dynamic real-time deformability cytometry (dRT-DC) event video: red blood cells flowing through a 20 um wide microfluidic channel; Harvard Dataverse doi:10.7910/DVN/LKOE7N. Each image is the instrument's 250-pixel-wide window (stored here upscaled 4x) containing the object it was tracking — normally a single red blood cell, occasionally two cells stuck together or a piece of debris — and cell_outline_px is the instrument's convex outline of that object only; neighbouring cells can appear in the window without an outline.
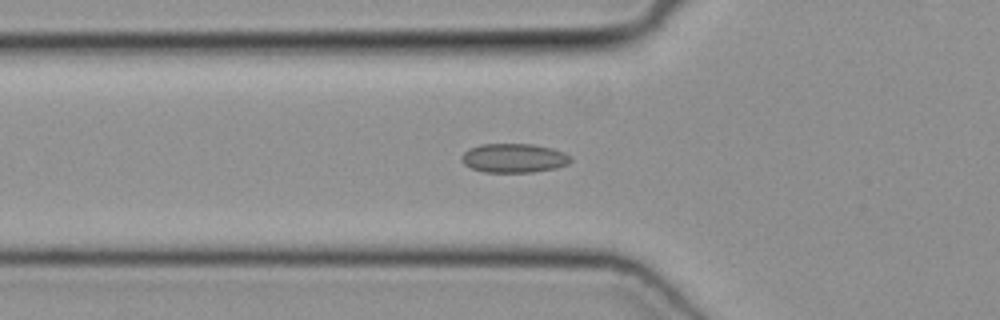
{"species": "common noctule bat (a hibernating species)", "species_latin": "Nyctalus noctula", "temperature_condition": "cold", "stored_images_in_passage": 50, "camera_frame_rate_fps": 3000, "um_per_image_px": 0.085, "animal": {"sex": "female", "body_mass_g": 19.3, "forearm_length_mm": 54.1}, "frame": {"image": 1, "passage_image": 17, "time_ms": 5.333, "image_size_px": [1000, 320], "cell_outline_px": [[572, 160], [568, 164], [556, 168], [532, 172], [484, 172], [472, 168], [464, 164], [460, 160], [460, 156], [468, 148], [480, 144], [532, 144], [552, 148], [564, 152], [572, 156]], "centroid_in_image_um": [43.68, 13.43], "position_along_channel_um": 82.1, "area_um2": 18.67}}
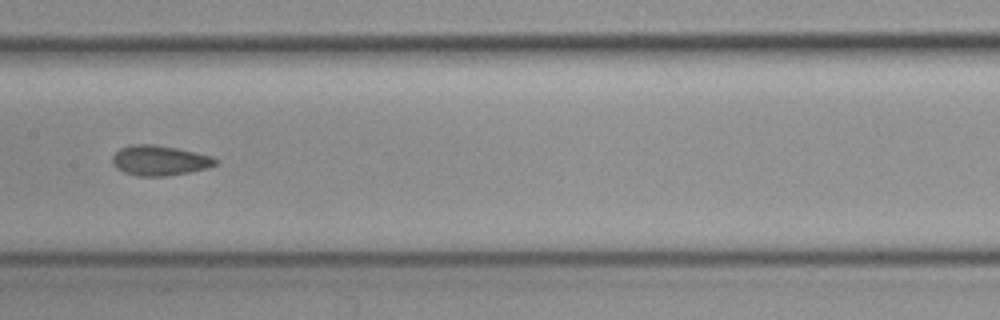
{"frame": {"image": 2, "passage_image": 25, "time_ms": 8.0, "image_size_px": [1000, 320], "cell_outline_px": [[216, 164], [208, 168], [168, 176], [140, 176], [124, 172], [116, 168], [112, 164], [112, 156], [120, 148], [132, 144], [152, 144], [176, 148], [212, 156], [216, 160]], "centroid_in_image_um": [13.53, 13.64], "position_along_channel_um": 193.9, "area_um2": 17.98}}
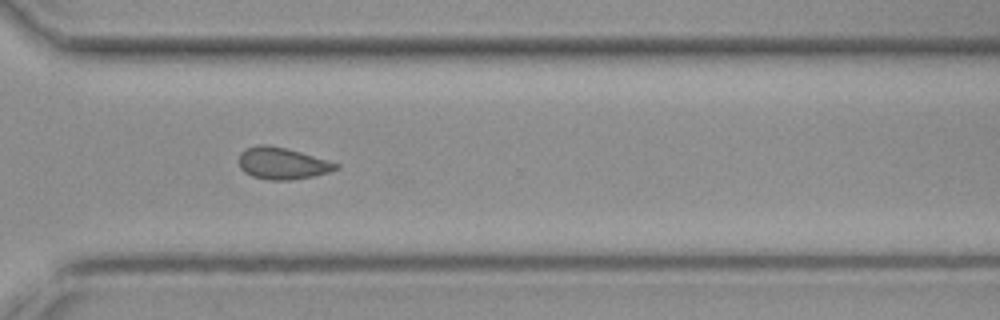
{"frame": {"image": 3, "passage_image": 36, "time_ms": 11.667, "image_size_px": [1000, 320], "cell_outline_px": [[340, 168], [328, 172], [312, 176], [292, 180], [268, 180], [252, 176], [244, 172], [240, 168], [240, 152], [244, 148], [256, 144], [268, 144], [288, 148], [340, 164]], "centroid_in_image_um": [23.97, 13.87], "position_along_channel_um": 346.6, "area_um2": 18.15}}